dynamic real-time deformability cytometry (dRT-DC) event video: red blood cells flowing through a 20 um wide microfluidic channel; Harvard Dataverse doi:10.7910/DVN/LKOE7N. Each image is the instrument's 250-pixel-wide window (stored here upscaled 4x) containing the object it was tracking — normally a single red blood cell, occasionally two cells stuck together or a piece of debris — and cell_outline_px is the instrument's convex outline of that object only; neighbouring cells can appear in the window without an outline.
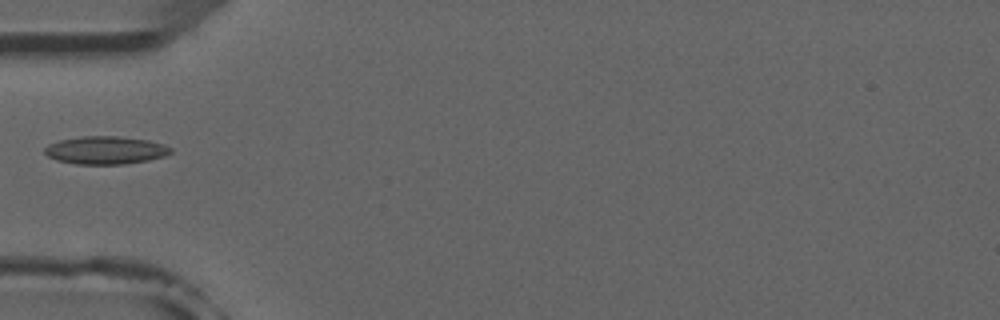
{"species": "common noctule bat (a hibernating species)", "species_latin": "Nyctalus noctula", "temperature_condition": "room temperature", "stored_images_in_passage": 6, "camera_frame_rate_fps": 3000, "um_per_image_px": 0.085, "animal": {"sex": "male", "forearm_length_mm": 52.5}, "frame": {"image": 1, "passage_image": 5, "time_ms": 4.667, "image_size_px": [1000, 320], "cell_outline_px": [[172, 152], [164, 156], [148, 160], [124, 164], [76, 164], [56, 160], [48, 156], [44, 152], [44, 148], [48, 144], [60, 140], [84, 136], [116, 136], [148, 140], [164, 144], [172, 148]], "centroid_in_image_um": [8.97, 12.77], "position_along_channel_um": 76.0, "area_um2": 20.46}}
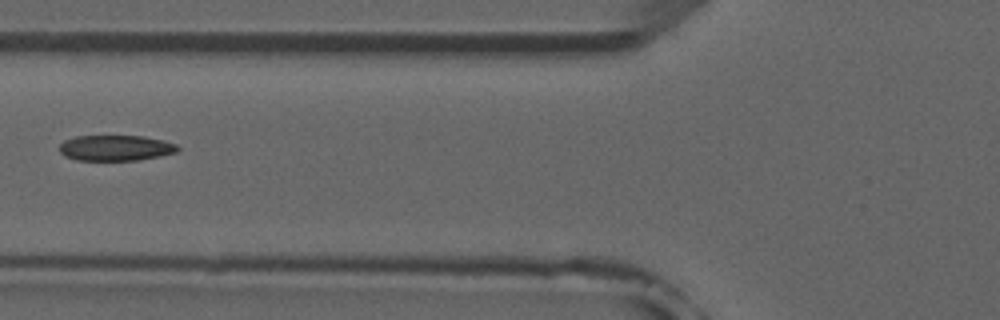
{"frame": {"image": 2, "passage_image": 6, "time_ms": 5.667, "image_size_px": [1000, 320], "cell_outline_px": [[180, 148], [176, 152], [160, 156], [136, 160], [76, 160], [64, 156], [60, 152], [60, 144], [64, 140], [76, 136], [144, 136], [164, 140], [176, 144]], "centroid_in_image_um": [9.83, 12.57], "position_along_channel_um": 116.0, "area_um2": 17.69}}